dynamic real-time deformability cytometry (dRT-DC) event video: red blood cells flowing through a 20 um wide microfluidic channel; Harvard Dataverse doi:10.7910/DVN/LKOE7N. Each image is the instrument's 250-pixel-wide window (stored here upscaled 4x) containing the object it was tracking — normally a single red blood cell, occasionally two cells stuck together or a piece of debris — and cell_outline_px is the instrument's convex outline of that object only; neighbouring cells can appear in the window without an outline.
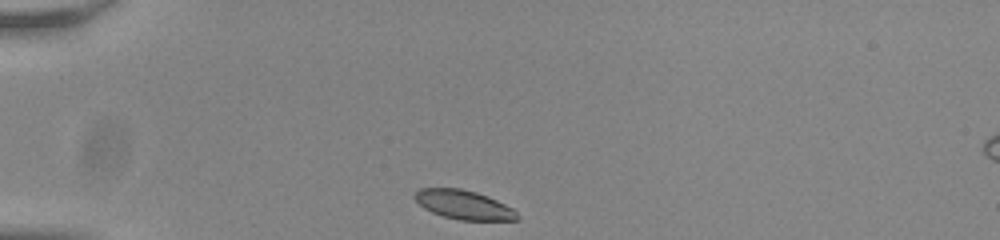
{"species": "common noctule bat (a hibernating species)", "species_latin": "Nyctalus noctula", "temperature_condition": "room temperature", "stored_images_in_passage": 34, "camera_frame_rate_fps": 3000, "um_per_image_px": 0.085, "animal": {"sex": "male", "body_mass_g": 20.0, "forearm_length_mm": 53.3}, "frame": {"image": 1, "passage_image": 1, "time_ms": 0.0, "image_size_px": [1000, 240], "cell_outline_px": [[520, 220], [460, 220], [444, 216], [432, 212], [424, 208], [412, 196], [420, 188], [460, 188], [476, 192], [488, 196], [512, 208], [520, 216]], "centroid_in_image_um": [39.43, 17.4], "position_along_channel_um": 45.6, "area_um2": 17.28}}
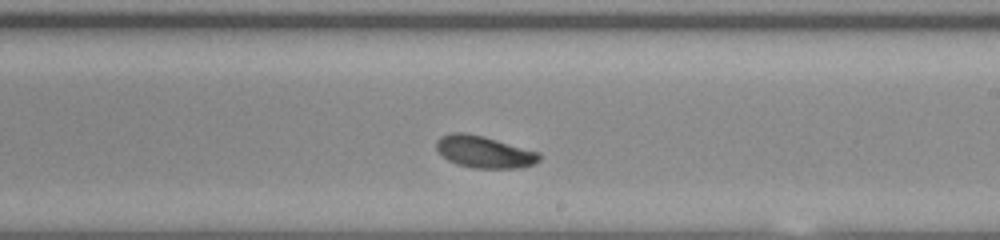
{"frame": {"image": 2, "passage_image": 20, "time_ms": 6.333, "image_size_px": [1000, 240], "cell_outline_px": [[540, 160], [536, 164], [520, 168], [472, 168], [456, 164], [448, 160], [436, 148], [436, 140], [440, 136], [452, 132], [464, 132], [484, 136], [540, 152]], "centroid_in_image_um": [41.17, 12.91], "position_along_channel_um": 247.8, "area_um2": 19.36}}
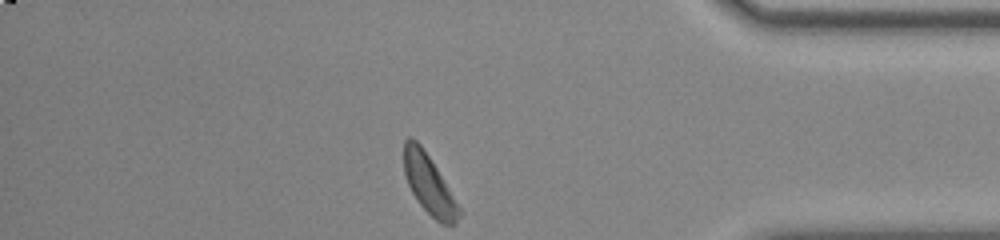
{"frame": {"image": 3, "passage_image": 34, "time_ms": 11.0, "image_size_px": [1000, 240], "cell_outline_px": [[464, 212], [456, 224], [440, 224], [416, 200], [408, 184], [404, 172], [404, 140], [408, 136], [412, 136], [420, 144], [436, 168]], "centroid_in_image_um": [36.49, 15.7], "position_along_channel_um": 398.7, "area_um2": 19.02}, "authors_computed_cell_mechanics": {"area_um2": 18.9873, "velocity_mm_per_s": 3.7423, "shape_relaxation_time_tau1_ms": 3.8103, "shape_relaxation_time_tau2_ms": 10.7698, "deformation_change_tau1": 0.1102, "deformation_change_tau2": 0.1315}}